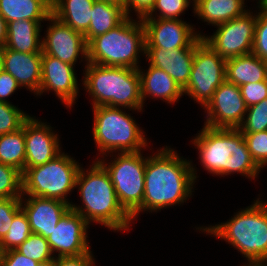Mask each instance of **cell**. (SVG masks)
I'll return each instance as SVG.
<instances>
[{
	"mask_svg": "<svg viewBox=\"0 0 267 266\" xmlns=\"http://www.w3.org/2000/svg\"><path fill=\"white\" fill-rule=\"evenodd\" d=\"M192 161L167 146L146 157L142 211L157 212L186 202L197 177Z\"/></svg>",
	"mask_w": 267,
	"mask_h": 266,
	"instance_id": "6da1fadb",
	"label": "cell"
},
{
	"mask_svg": "<svg viewBox=\"0 0 267 266\" xmlns=\"http://www.w3.org/2000/svg\"><path fill=\"white\" fill-rule=\"evenodd\" d=\"M82 206L70 204L90 225L96 222L113 231H128L132 217L119 203L115 188L105 168L96 160L89 170L79 169L76 186Z\"/></svg>",
	"mask_w": 267,
	"mask_h": 266,
	"instance_id": "7a4b0ae2",
	"label": "cell"
},
{
	"mask_svg": "<svg viewBox=\"0 0 267 266\" xmlns=\"http://www.w3.org/2000/svg\"><path fill=\"white\" fill-rule=\"evenodd\" d=\"M192 143L199 151L201 165L213 175L224 177L240 173L254 180L261 171L252 159L239 129L211 128L204 125Z\"/></svg>",
	"mask_w": 267,
	"mask_h": 266,
	"instance_id": "3957f363",
	"label": "cell"
},
{
	"mask_svg": "<svg viewBox=\"0 0 267 266\" xmlns=\"http://www.w3.org/2000/svg\"><path fill=\"white\" fill-rule=\"evenodd\" d=\"M83 86L92 98V106L143 109L138 69L112 67L86 62Z\"/></svg>",
	"mask_w": 267,
	"mask_h": 266,
	"instance_id": "277c9868",
	"label": "cell"
},
{
	"mask_svg": "<svg viewBox=\"0 0 267 266\" xmlns=\"http://www.w3.org/2000/svg\"><path fill=\"white\" fill-rule=\"evenodd\" d=\"M260 198L244 210L238 211L225 223L198 227L200 231L225 240L249 261L267 263V201Z\"/></svg>",
	"mask_w": 267,
	"mask_h": 266,
	"instance_id": "5b68a950",
	"label": "cell"
},
{
	"mask_svg": "<svg viewBox=\"0 0 267 266\" xmlns=\"http://www.w3.org/2000/svg\"><path fill=\"white\" fill-rule=\"evenodd\" d=\"M145 51V28L141 19L127 17L116 28L87 43V62L138 69L139 55H145Z\"/></svg>",
	"mask_w": 267,
	"mask_h": 266,
	"instance_id": "8992f818",
	"label": "cell"
},
{
	"mask_svg": "<svg viewBox=\"0 0 267 266\" xmlns=\"http://www.w3.org/2000/svg\"><path fill=\"white\" fill-rule=\"evenodd\" d=\"M93 137L101 156L113 152H139L148 145L143 130L121 107H92Z\"/></svg>",
	"mask_w": 267,
	"mask_h": 266,
	"instance_id": "52a82bcc",
	"label": "cell"
},
{
	"mask_svg": "<svg viewBox=\"0 0 267 266\" xmlns=\"http://www.w3.org/2000/svg\"><path fill=\"white\" fill-rule=\"evenodd\" d=\"M81 165L70 155L61 152L47 163L22 172V193L57 199L68 203V194L76 188V179Z\"/></svg>",
	"mask_w": 267,
	"mask_h": 266,
	"instance_id": "ba28073f",
	"label": "cell"
},
{
	"mask_svg": "<svg viewBox=\"0 0 267 266\" xmlns=\"http://www.w3.org/2000/svg\"><path fill=\"white\" fill-rule=\"evenodd\" d=\"M117 154L114 161L109 163L104 157L96 159L108 172L119 203L132 220H135L140 211L142 212L146 157L142 156L141 151Z\"/></svg>",
	"mask_w": 267,
	"mask_h": 266,
	"instance_id": "9c48e42d",
	"label": "cell"
},
{
	"mask_svg": "<svg viewBox=\"0 0 267 266\" xmlns=\"http://www.w3.org/2000/svg\"><path fill=\"white\" fill-rule=\"evenodd\" d=\"M225 80L226 59L202 39L195 47L190 78L183 88V94H187L204 108Z\"/></svg>",
	"mask_w": 267,
	"mask_h": 266,
	"instance_id": "30bf717a",
	"label": "cell"
},
{
	"mask_svg": "<svg viewBox=\"0 0 267 266\" xmlns=\"http://www.w3.org/2000/svg\"><path fill=\"white\" fill-rule=\"evenodd\" d=\"M248 10L244 15L221 23L217 30L203 40L222 58L230 59L252 53L257 14Z\"/></svg>",
	"mask_w": 267,
	"mask_h": 266,
	"instance_id": "8fae6325",
	"label": "cell"
},
{
	"mask_svg": "<svg viewBox=\"0 0 267 266\" xmlns=\"http://www.w3.org/2000/svg\"><path fill=\"white\" fill-rule=\"evenodd\" d=\"M240 87L225 80L213 93L206 109L205 126L238 129L247 111Z\"/></svg>",
	"mask_w": 267,
	"mask_h": 266,
	"instance_id": "7c38bea8",
	"label": "cell"
},
{
	"mask_svg": "<svg viewBox=\"0 0 267 266\" xmlns=\"http://www.w3.org/2000/svg\"><path fill=\"white\" fill-rule=\"evenodd\" d=\"M48 21L51 23L47 26V34L42 39V54L50 55L74 66L79 57L87 62V43L84 35L52 14Z\"/></svg>",
	"mask_w": 267,
	"mask_h": 266,
	"instance_id": "4fadbf2b",
	"label": "cell"
},
{
	"mask_svg": "<svg viewBox=\"0 0 267 266\" xmlns=\"http://www.w3.org/2000/svg\"><path fill=\"white\" fill-rule=\"evenodd\" d=\"M146 48L172 50L190 47L201 35L182 19L141 18Z\"/></svg>",
	"mask_w": 267,
	"mask_h": 266,
	"instance_id": "5bb4252c",
	"label": "cell"
},
{
	"mask_svg": "<svg viewBox=\"0 0 267 266\" xmlns=\"http://www.w3.org/2000/svg\"><path fill=\"white\" fill-rule=\"evenodd\" d=\"M88 225L79 213L70 208L47 238L52 253L58 252L57 256L61 257L89 252Z\"/></svg>",
	"mask_w": 267,
	"mask_h": 266,
	"instance_id": "9a60e30c",
	"label": "cell"
},
{
	"mask_svg": "<svg viewBox=\"0 0 267 266\" xmlns=\"http://www.w3.org/2000/svg\"><path fill=\"white\" fill-rule=\"evenodd\" d=\"M54 91L55 95L69 108L72 107L79 93L74 65L58 58L42 54V74L38 96L43 92Z\"/></svg>",
	"mask_w": 267,
	"mask_h": 266,
	"instance_id": "2e32d148",
	"label": "cell"
},
{
	"mask_svg": "<svg viewBox=\"0 0 267 266\" xmlns=\"http://www.w3.org/2000/svg\"><path fill=\"white\" fill-rule=\"evenodd\" d=\"M22 127L25 131V168L43 165L61 153L58 135L50 125L30 116Z\"/></svg>",
	"mask_w": 267,
	"mask_h": 266,
	"instance_id": "e0dca14e",
	"label": "cell"
},
{
	"mask_svg": "<svg viewBox=\"0 0 267 266\" xmlns=\"http://www.w3.org/2000/svg\"><path fill=\"white\" fill-rule=\"evenodd\" d=\"M24 197V198H23ZM25 199V201H23ZM21 208L26 213L32 233L44 238L51 235L62 216L71 208L68 203L57 199L25 196L21 197ZM24 204V205H23Z\"/></svg>",
	"mask_w": 267,
	"mask_h": 266,
	"instance_id": "ac0fdd59",
	"label": "cell"
},
{
	"mask_svg": "<svg viewBox=\"0 0 267 266\" xmlns=\"http://www.w3.org/2000/svg\"><path fill=\"white\" fill-rule=\"evenodd\" d=\"M202 39L200 36L187 48H146L145 56L150 65L164 70L183 89L190 78L195 47Z\"/></svg>",
	"mask_w": 267,
	"mask_h": 266,
	"instance_id": "d6986e66",
	"label": "cell"
},
{
	"mask_svg": "<svg viewBox=\"0 0 267 266\" xmlns=\"http://www.w3.org/2000/svg\"><path fill=\"white\" fill-rule=\"evenodd\" d=\"M1 68L14 77L21 87L38 94L42 74V53H21L4 47Z\"/></svg>",
	"mask_w": 267,
	"mask_h": 266,
	"instance_id": "ffe728a7",
	"label": "cell"
},
{
	"mask_svg": "<svg viewBox=\"0 0 267 266\" xmlns=\"http://www.w3.org/2000/svg\"><path fill=\"white\" fill-rule=\"evenodd\" d=\"M142 70L138 68L143 106L149 96L169 104H174L184 96L183 89L164 70L150 64L146 73Z\"/></svg>",
	"mask_w": 267,
	"mask_h": 266,
	"instance_id": "44dd1931",
	"label": "cell"
},
{
	"mask_svg": "<svg viewBox=\"0 0 267 266\" xmlns=\"http://www.w3.org/2000/svg\"><path fill=\"white\" fill-rule=\"evenodd\" d=\"M43 21L14 20L8 22L5 48L21 53H42L40 32Z\"/></svg>",
	"mask_w": 267,
	"mask_h": 266,
	"instance_id": "7402d4cb",
	"label": "cell"
},
{
	"mask_svg": "<svg viewBox=\"0 0 267 266\" xmlns=\"http://www.w3.org/2000/svg\"><path fill=\"white\" fill-rule=\"evenodd\" d=\"M267 61L254 53L233 57L226 60V80L237 86L265 81Z\"/></svg>",
	"mask_w": 267,
	"mask_h": 266,
	"instance_id": "603a6c76",
	"label": "cell"
},
{
	"mask_svg": "<svg viewBox=\"0 0 267 266\" xmlns=\"http://www.w3.org/2000/svg\"><path fill=\"white\" fill-rule=\"evenodd\" d=\"M195 15L211 25H219L244 15L245 0H192Z\"/></svg>",
	"mask_w": 267,
	"mask_h": 266,
	"instance_id": "cb8c5ba5",
	"label": "cell"
},
{
	"mask_svg": "<svg viewBox=\"0 0 267 266\" xmlns=\"http://www.w3.org/2000/svg\"><path fill=\"white\" fill-rule=\"evenodd\" d=\"M96 0H53L52 15L72 29L85 34L89 28Z\"/></svg>",
	"mask_w": 267,
	"mask_h": 266,
	"instance_id": "d4e9b609",
	"label": "cell"
},
{
	"mask_svg": "<svg viewBox=\"0 0 267 266\" xmlns=\"http://www.w3.org/2000/svg\"><path fill=\"white\" fill-rule=\"evenodd\" d=\"M53 0H0V15L5 21L45 20L52 14Z\"/></svg>",
	"mask_w": 267,
	"mask_h": 266,
	"instance_id": "484cf974",
	"label": "cell"
},
{
	"mask_svg": "<svg viewBox=\"0 0 267 266\" xmlns=\"http://www.w3.org/2000/svg\"><path fill=\"white\" fill-rule=\"evenodd\" d=\"M126 18L123 7L114 3L96 0L92 7L89 28L84 34L86 43L92 38L116 28Z\"/></svg>",
	"mask_w": 267,
	"mask_h": 266,
	"instance_id": "4316f807",
	"label": "cell"
},
{
	"mask_svg": "<svg viewBox=\"0 0 267 266\" xmlns=\"http://www.w3.org/2000/svg\"><path fill=\"white\" fill-rule=\"evenodd\" d=\"M24 128L0 135V163L10 165L23 172L25 169Z\"/></svg>",
	"mask_w": 267,
	"mask_h": 266,
	"instance_id": "83f0119b",
	"label": "cell"
},
{
	"mask_svg": "<svg viewBox=\"0 0 267 266\" xmlns=\"http://www.w3.org/2000/svg\"><path fill=\"white\" fill-rule=\"evenodd\" d=\"M32 234L28 217L21 209L15 216L7 234L0 241L3 251L16 249Z\"/></svg>",
	"mask_w": 267,
	"mask_h": 266,
	"instance_id": "f1b7e54d",
	"label": "cell"
},
{
	"mask_svg": "<svg viewBox=\"0 0 267 266\" xmlns=\"http://www.w3.org/2000/svg\"><path fill=\"white\" fill-rule=\"evenodd\" d=\"M16 250L39 263L54 260L55 258L47 238L35 233H32Z\"/></svg>",
	"mask_w": 267,
	"mask_h": 266,
	"instance_id": "f546056e",
	"label": "cell"
},
{
	"mask_svg": "<svg viewBox=\"0 0 267 266\" xmlns=\"http://www.w3.org/2000/svg\"><path fill=\"white\" fill-rule=\"evenodd\" d=\"M22 195V172L0 163V199L21 198Z\"/></svg>",
	"mask_w": 267,
	"mask_h": 266,
	"instance_id": "4dcf8cb0",
	"label": "cell"
},
{
	"mask_svg": "<svg viewBox=\"0 0 267 266\" xmlns=\"http://www.w3.org/2000/svg\"><path fill=\"white\" fill-rule=\"evenodd\" d=\"M238 129L242 133L267 130V98L247 108L246 116Z\"/></svg>",
	"mask_w": 267,
	"mask_h": 266,
	"instance_id": "1f68e13d",
	"label": "cell"
},
{
	"mask_svg": "<svg viewBox=\"0 0 267 266\" xmlns=\"http://www.w3.org/2000/svg\"><path fill=\"white\" fill-rule=\"evenodd\" d=\"M29 117L11 102H0V135L19 130Z\"/></svg>",
	"mask_w": 267,
	"mask_h": 266,
	"instance_id": "d6a6232c",
	"label": "cell"
},
{
	"mask_svg": "<svg viewBox=\"0 0 267 266\" xmlns=\"http://www.w3.org/2000/svg\"><path fill=\"white\" fill-rule=\"evenodd\" d=\"M190 2L194 3L191 0H156L152 10L143 18L179 19L178 17L187 10ZM154 13L155 16H153Z\"/></svg>",
	"mask_w": 267,
	"mask_h": 266,
	"instance_id": "836d02e7",
	"label": "cell"
},
{
	"mask_svg": "<svg viewBox=\"0 0 267 266\" xmlns=\"http://www.w3.org/2000/svg\"><path fill=\"white\" fill-rule=\"evenodd\" d=\"M252 159L262 170L267 165V130L254 133H243Z\"/></svg>",
	"mask_w": 267,
	"mask_h": 266,
	"instance_id": "e575fe53",
	"label": "cell"
},
{
	"mask_svg": "<svg viewBox=\"0 0 267 266\" xmlns=\"http://www.w3.org/2000/svg\"><path fill=\"white\" fill-rule=\"evenodd\" d=\"M258 11L252 53L267 61V12Z\"/></svg>",
	"mask_w": 267,
	"mask_h": 266,
	"instance_id": "d590c367",
	"label": "cell"
},
{
	"mask_svg": "<svg viewBox=\"0 0 267 266\" xmlns=\"http://www.w3.org/2000/svg\"><path fill=\"white\" fill-rule=\"evenodd\" d=\"M21 198L0 199V241L7 234L14 216L22 209Z\"/></svg>",
	"mask_w": 267,
	"mask_h": 266,
	"instance_id": "8d00e7d4",
	"label": "cell"
},
{
	"mask_svg": "<svg viewBox=\"0 0 267 266\" xmlns=\"http://www.w3.org/2000/svg\"><path fill=\"white\" fill-rule=\"evenodd\" d=\"M241 95L246 106H252L267 98V80L241 85Z\"/></svg>",
	"mask_w": 267,
	"mask_h": 266,
	"instance_id": "74e56055",
	"label": "cell"
},
{
	"mask_svg": "<svg viewBox=\"0 0 267 266\" xmlns=\"http://www.w3.org/2000/svg\"><path fill=\"white\" fill-rule=\"evenodd\" d=\"M39 262L18 252L16 249L4 251L0 266H38Z\"/></svg>",
	"mask_w": 267,
	"mask_h": 266,
	"instance_id": "f35d334b",
	"label": "cell"
},
{
	"mask_svg": "<svg viewBox=\"0 0 267 266\" xmlns=\"http://www.w3.org/2000/svg\"><path fill=\"white\" fill-rule=\"evenodd\" d=\"M90 250L76 256H61L55 257V266H94L95 261ZM94 264V265H93Z\"/></svg>",
	"mask_w": 267,
	"mask_h": 266,
	"instance_id": "ab89813d",
	"label": "cell"
},
{
	"mask_svg": "<svg viewBox=\"0 0 267 266\" xmlns=\"http://www.w3.org/2000/svg\"><path fill=\"white\" fill-rule=\"evenodd\" d=\"M17 88L20 89L21 86L16 79L7 71L0 68V102L9 103L6 99L11 96Z\"/></svg>",
	"mask_w": 267,
	"mask_h": 266,
	"instance_id": "60d3db41",
	"label": "cell"
},
{
	"mask_svg": "<svg viewBox=\"0 0 267 266\" xmlns=\"http://www.w3.org/2000/svg\"><path fill=\"white\" fill-rule=\"evenodd\" d=\"M156 0H125V13L127 17H130V11L133 9L141 19L145 17L153 8ZM132 8V9H131Z\"/></svg>",
	"mask_w": 267,
	"mask_h": 266,
	"instance_id": "b9f144b4",
	"label": "cell"
},
{
	"mask_svg": "<svg viewBox=\"0 0 267 266\" xmlns=\"http://www.w3.org/2000/svg\"><path fill=\"white\" fill-rule=\"evenodd\" d=\"M7 41V22L0 15V48H4Z\"/></svg>",
	"mask_w": 267,
	"mask_h": 266,
	"instance_id": "7bdbcfd3",
	"label": "cell"
},
{
	"mask_svg": "<svg viewBox=\"0 0 267 266\" xmlns=\"http://www.w3.org/2000/svg\"><path fill=\"white\" fill-rule=\"evenodd\" d=\"M100 1H105V2H110L117 4L125 9V0H100Z\"/></svg>",
	"mask_w": 267,
	"mask_h": 266,
	"instance_id": "ee69618b",
	"label": "cell"
},
{
	"mask_svg": "<svg viewBox=\"0 0 267 266\" xmlns=\"http://www.w3.org/2000/svg\"><path fill=\"white\" fill-rule=\"evenodd\" d=\"M259 2L258 3V8L267 12V0H258Z\"/></svg>",
	"mask_w": 267,
	"mask_h": 266,
	"instance_id": "f6af8a7d",
	"label": "cell"
},
{
	"mask_svg": "<svg viewBox=\"0 0 267 266\" xmlns=\"http://www.w3.org/2000/svg\"><path fill=\"white\" fill-rule=\"evenodd\" d=\"M38 266H55V258L54 260H50L44 263H39Z\"/></svg>",
	"mask_w": 267,
	"mask_h": 266,
	"instance_id": "bcb514c9",
	"label": "cell"
},
{
	"mask_svg": "<svg viewBox=\"0 0 267 266\" xmlns=\"http://www.w3.org/2000/svg\"><path fill=\"white\" fill-rule=\"evenodd\" d=\"M242 266H267V263L265 265V263H254V264H247V265H242Z\"/></svg>",
	"mask_w": 267,
	"mask_h": 266,
	"instance_id": "7dc6e473",
	"label": "cell"
},
{
	"mask_svg": "<svg viewBox=\"0 0 267 266\" xmlns=\"http://www.w3.org/2000/svg\"><path fill=\"white\" fill-rule=\"evenodd\" d=\"M1 65H2V48H0V68H1Z\"/></svg>",
	"mask_w": 267,
	"mask_h": 266,
	"instance_id": "c3c4849f",
	"label": "cell"
},
{
	"mask_svg": "<svg viewBox=\"0 0 267 266\" xmlns=\"http://www.w3.org/2000/svg\"><path fill=\"white\" fill-rule=\"evenodd\" d=\"M3 250H2V247H1V242H0V261H1V258H2V256H3Z\"/></svg>",
	"mask_w": 267,
	"mask_h": 266,
	"instance_id": "681fc988",
	"label": "cell"
}]
</instances>
